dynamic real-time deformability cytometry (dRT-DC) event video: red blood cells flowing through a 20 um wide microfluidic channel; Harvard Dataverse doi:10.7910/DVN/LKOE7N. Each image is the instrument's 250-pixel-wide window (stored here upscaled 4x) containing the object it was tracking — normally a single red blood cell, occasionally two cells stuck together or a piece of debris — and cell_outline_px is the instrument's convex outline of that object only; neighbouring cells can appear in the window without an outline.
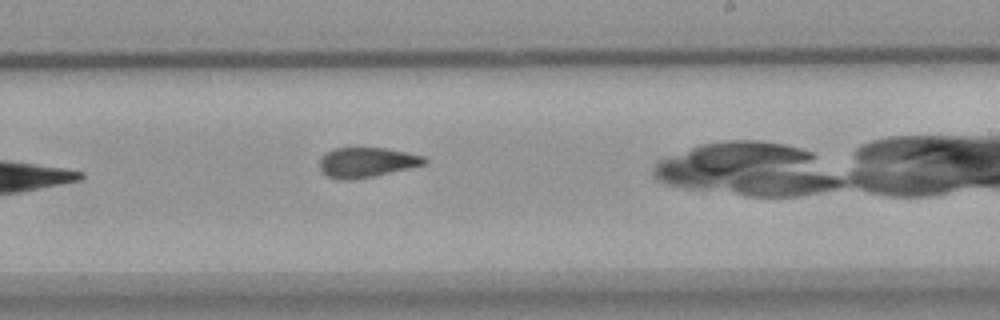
{"species": "common noctule bat (a hibernating species)", "species_latin": "Nyctalus noctula", "temperature_condition": "warm", "stored_images_in_passage": 9, "camera_frame_rate_fps": 3000, "um_per_image_px": 0.085, "animal": {"sex": "female", "body_mass_g": 18.4}, "frame": {"image": 1, "passage_image": 9, "time_ms": 9.667, "image_size_px": [1000, 320], "cell_outline_px": [[428, 160], [424, 164], [408, 168], [372, 176], [352, 180], [340, 180], [328, 176], [320, 168], [320, 160], [332, 148], [384, 148], [424, 156]], "centroid_in_image_um": [31.15, 13.8], "position_along_channel_um": 257.8, "area_um2": 17.86}}